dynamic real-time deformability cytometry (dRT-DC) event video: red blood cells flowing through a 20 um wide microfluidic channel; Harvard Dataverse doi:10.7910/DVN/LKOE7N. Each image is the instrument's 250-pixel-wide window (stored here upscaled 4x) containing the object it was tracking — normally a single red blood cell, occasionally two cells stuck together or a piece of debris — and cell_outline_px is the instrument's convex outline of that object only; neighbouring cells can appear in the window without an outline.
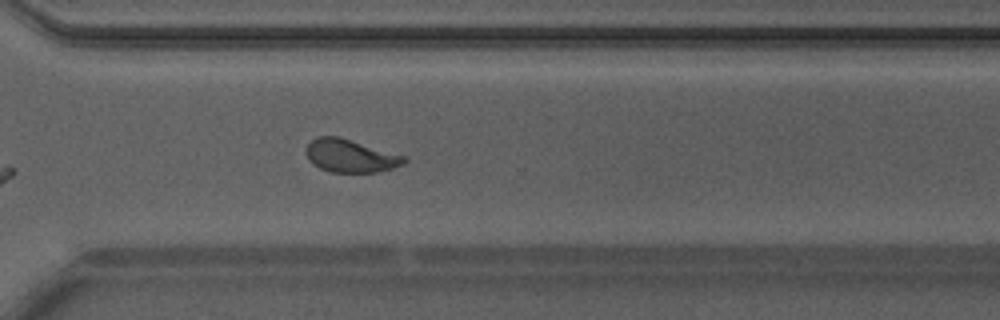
{"species": "Egyptian fruit bat (a non-hibernating species)", "species_latin": "Rousettus aegyptiacus", "temperature_condition": "warm", "stored_images_in_passage": 32, "camera_frame_rate_fps": 3000, "um_per_image_px": 0.085, "animal": {"sex": "male"}, "frame": {"image": 1, "passage_image": 23, "time_ms": 7.333, "image_size_px": [1000, 320], "cell_outline_px": [[408, 160], [404, 164], [392, 168], [376, 172], [332, 172], [320, 168], [312, 164], [308, 160], [304, 152], [308, 144], [316, 136], [340, 136], [408, 156]], "centroid_in_image_um": [29.8, 13.23], "position_along_channel_um": 340.8, "area_um2": 19.25}, "authors_computed_cell_mechanics": {"area_um2": 18.785, "velocity_mm_per_s": 4.2009, "shape_relaxation_time_tau1_ms": 3.2522, "shape_relaxation_time_tau2_ms": 0.6346, "deformation_change_tau1": 0.1335, "deformation_change_tau2": 0.0556}}